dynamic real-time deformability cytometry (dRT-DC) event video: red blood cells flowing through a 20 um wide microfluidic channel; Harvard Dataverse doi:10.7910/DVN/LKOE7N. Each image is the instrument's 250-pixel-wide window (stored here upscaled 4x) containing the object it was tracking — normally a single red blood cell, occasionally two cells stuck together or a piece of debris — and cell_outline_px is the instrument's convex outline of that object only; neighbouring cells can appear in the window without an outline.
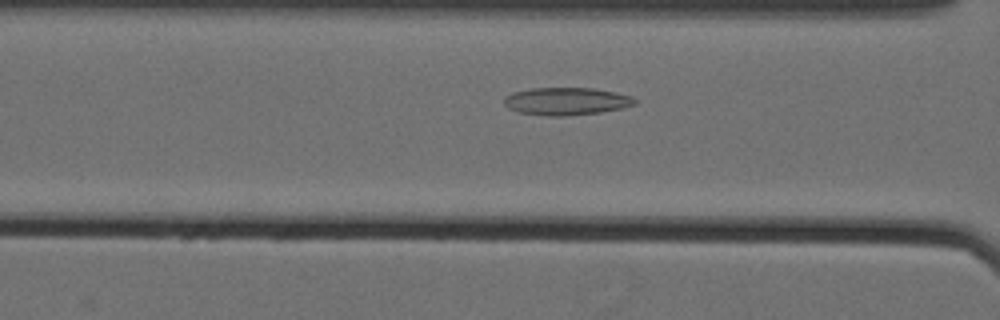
{"species": "Egyptian fruit bat (a non-hibernating species)", "species_latin": "Rousettus aegyptiacus", "temperature_condition": "cold", "stored_images_in_passage": 37, "camera_frame_rate_fps": 3000, "um_per_image_px": 0.085, "animal": {"sex": "female"}, "frame": {"image": 1, "passage_image": 10, "time_ms": 3.0, "image_size_px": [1000, 320], "cell_outline_px": [[636, 104], [620, 108], [600, 112], [568, 116], [548, 116], [516, 112], [508, 108], [504, 104], [504, 96], [512, 92], [532, 88], [592, 88], [616, 92], [632, 96], [636, 100]], "centroid_in_image_um": [48.1, 8.61], "position_along_channel_um": 118.5, "area_um2": 21.15}}
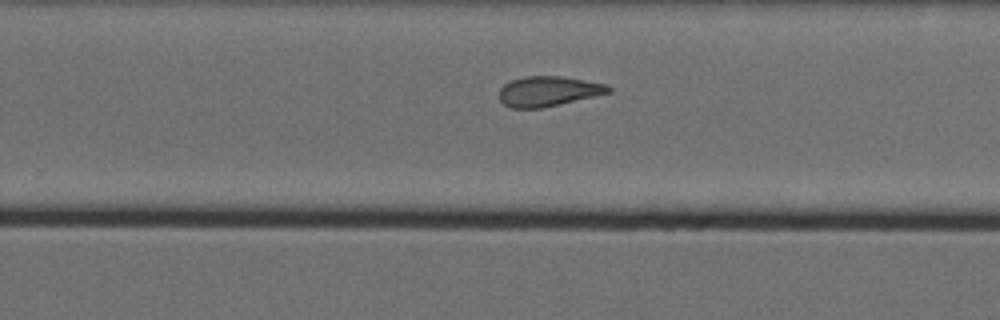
{"frame": {"image": 2, "passage_image": 24, "time_ms": 7.667, "image_size_px": [1000, 320], "cell_outline_px": [[612, 92], [540, 108], [512, 108], [504, 104], [500, 100], [500, 88], [504, 84], [512, 80], [524, 76], [560, 76], [608, 84], [612, 88]], "centroid_in_image_um": [46.61, 7.75], "position_along_channel_um": 283.2, "area_um2": 18.96}}
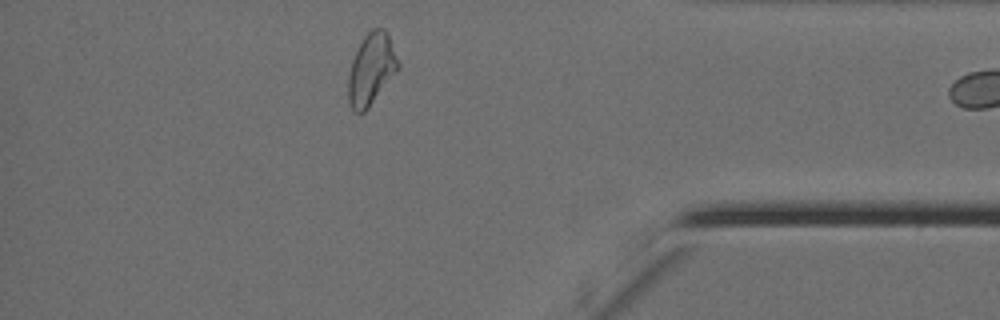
{"frame": {"image": 3, "passage_image": 36, "time_ms": 11.667, "image_size_px": [1000, 320], "cell_outline_px": [[400, 68], [368, 108], [364, 112], [356, 112], [352, 108], [348, 100], [348, 76], [352, 60], [364, 36], [372, 28], [384, 28], [388, 32], [400, 64]], "centroid_in_image_um": [31.58, 5.86], "position_along_channel_um": 403.6, "area_um2": 20.75}}